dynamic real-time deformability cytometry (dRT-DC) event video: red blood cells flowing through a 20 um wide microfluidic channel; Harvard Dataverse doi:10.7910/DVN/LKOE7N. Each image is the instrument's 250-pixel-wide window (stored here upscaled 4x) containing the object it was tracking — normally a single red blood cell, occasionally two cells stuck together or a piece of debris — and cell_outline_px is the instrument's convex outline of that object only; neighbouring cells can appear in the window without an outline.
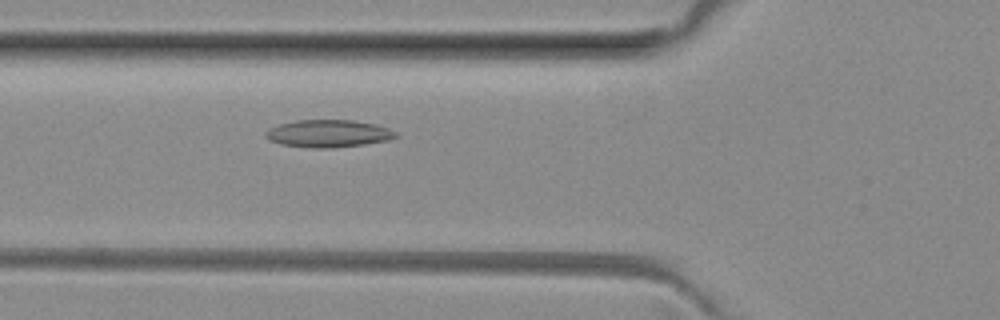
{"species": "common noctule bat (a hibernating species)", "species_latin": "Nyctalus noctula", "temperature_condition": "room temperature", "stored_images_in_passage": 51, "camera_frame_rate_fps": 3000, "um_per_image_px": 0.085, "animal": {"sex": "female", "body_mass_g": 29.2, "forearm_length_mm": 56.3}, "frame": {"image": 1, "passage_image": 18, "time_ms": 5.667, "image_size_px": [1000, 320], "cell_outline_px": [[396, 136], [384, 140], [360, 144], [284, 144], [272, 140], [268, 136], [268, 132], [272, 128], [284, 124], [304, 120], [348, 120], [368, 124], [384, 128], [392, 132]], "centroid_in_image_um": [27.92, 11.28], "position_along_channel_um": 97.9, "area_um2": 17.92}}
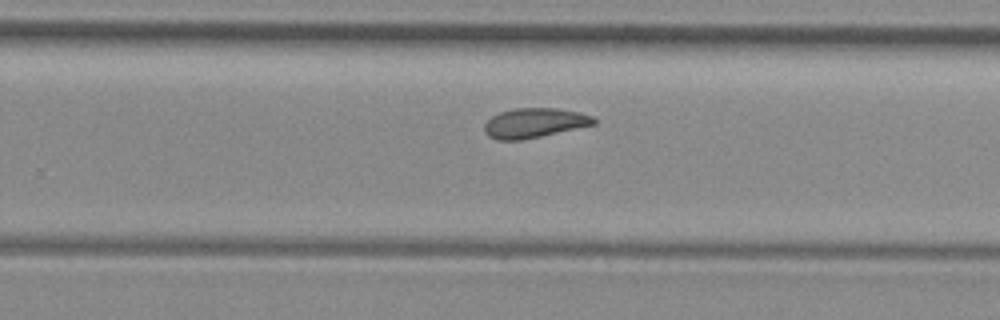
{"frame": {"image": 2, "passage_image": 32, "time_ms": 10.333, "image_size_px": [1000, 320], "cell_outline_px": [[596, 124], [520, 140], [500, 140], [492, 136], [484, 128], [484, 124], [492, 116], [500, 112], [520, 108], [552, 108], [576, 112], [588, 116], [596, 120]], "centroid_in_image_um": [45.4, 10.44], "position_along_channel_um": 284.4, "area_um2": 18.15}}
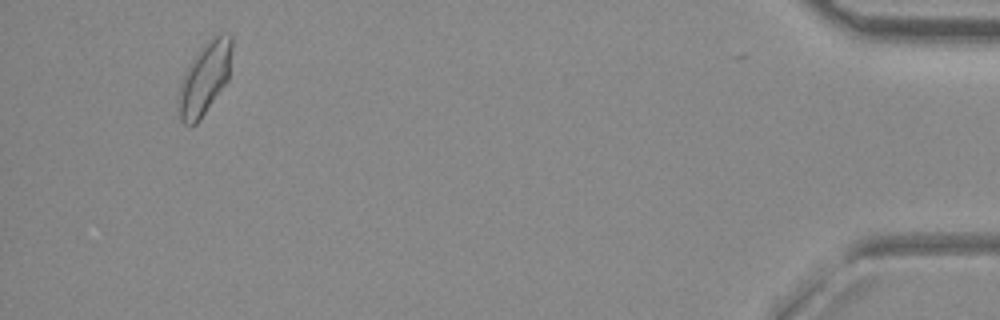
{"frame": {"image": 3, "passage_image": 48, "time_ms": 15.667, "image_size_px": [1000, 320], "cell_outline_px": [[232, 44], [228, 80], [196, 124], [192, 124], [184, 120], [180, 112], [180, 104], [184, 84], [196, 60], [208, 44], [220, 36], [228, 40]], "centroid_in_image_um": [17.5, 6.77], "position_along_channel_um": 417.7, "area_um2": 19.02}, "authors_computed_cell_mechanics": {"area_um2": 18.1492, "velocity_mm_per_s": 4.0023, "shape_relaxation_time_tau1_ms": null, "shape_relaxation_time_tau2_ms": 4.7318, "deformation_change_tau1": null, "deformation_change_tau2": 0.1123}}